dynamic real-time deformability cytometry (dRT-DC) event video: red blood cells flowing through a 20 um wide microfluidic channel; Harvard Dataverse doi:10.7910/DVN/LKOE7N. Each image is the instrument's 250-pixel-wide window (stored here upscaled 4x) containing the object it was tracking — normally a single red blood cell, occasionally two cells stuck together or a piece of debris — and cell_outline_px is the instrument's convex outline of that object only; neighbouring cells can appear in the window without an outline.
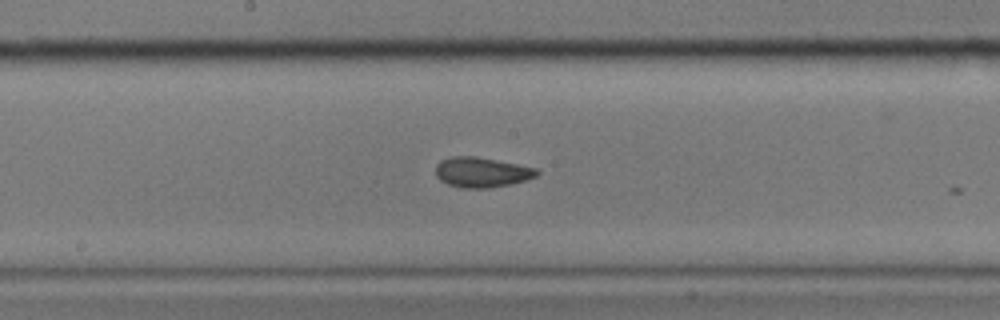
{"species": "common noctule bat (a hibernating species)", "species_latin": "Nyctalus noctula", "temperature_condition": "cold", "stored_images_in_passage": 15, "camera_frame_rate_fps": 3000, "um_per_image_px": 0.085, "animal": {"sex": "male", "body_mass_g": 17.9}, "frame": {"image": 1, "passage_image": 11, "time_ms": 3.333, "image_size_px": [1000, 320], "cell_outline_px": [[540, 172], [536, 176], [524, 180], [508, 184], [488, 188], [464, 188], [448, 184], [440, 180], [436, 176], [436, 164], [440, 160], [452, 156], [476, 156], [536, 168]], "centroid_in_image_um": [40.9, 14.63], "position_along_channel_um": 207.3, "area_um2": 17.57}}